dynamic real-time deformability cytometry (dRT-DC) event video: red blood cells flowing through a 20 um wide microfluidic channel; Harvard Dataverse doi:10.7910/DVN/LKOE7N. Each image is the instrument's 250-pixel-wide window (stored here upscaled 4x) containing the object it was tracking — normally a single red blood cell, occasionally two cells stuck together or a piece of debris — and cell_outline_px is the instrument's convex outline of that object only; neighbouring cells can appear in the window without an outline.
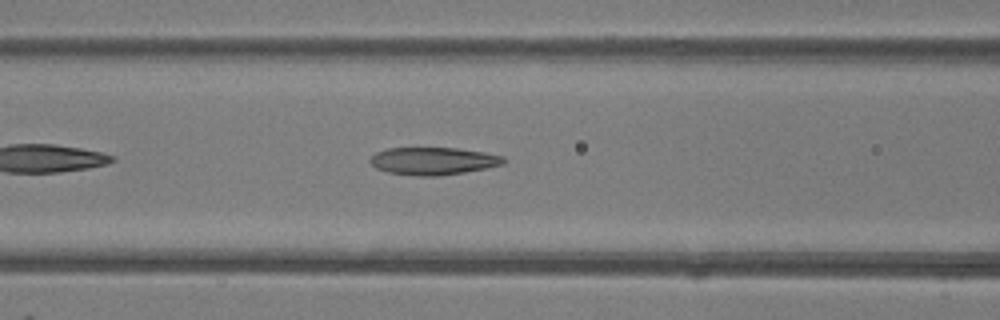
{"species": "common noctule bat (a hibernating species)", "species_latin": "Nyctalus noctula", "temperature_condition": "room temperature", "stored_images_in_passage": 34, "camera_frame_rate_fps": 3000, "um_per_image_px": 0.085, "animal": {"sex": "female"}, "frame": {"image": 1, "passage_image": 7, "time_ms": 2.0, "image_size_px": [1000, 320], "cell_outline_px": [[504, 164], [464, 172], [436, 176], [416, 176], [388, 172], [376, 168], [368, 160], [376, 152], [388, 148], [460, 148], [484, 152], [504, 156]], "centroid_in_image_um": [36.81, 13.68], "position_along_channel_um": 129.8, "area_um2": 21.33}}
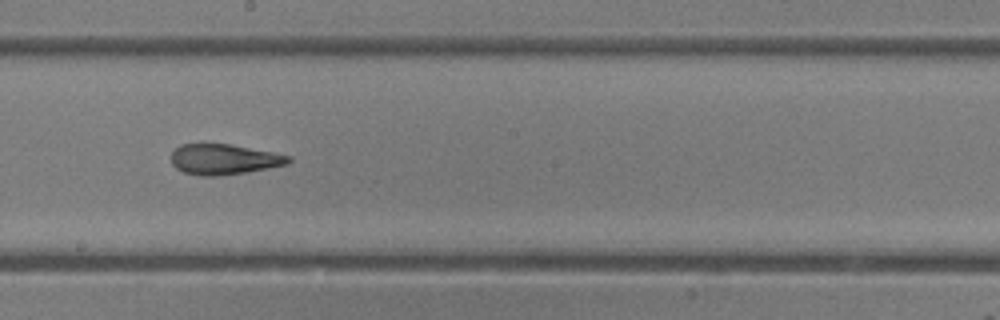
{"frame": {"image": 2, "passage_image": 14, "time_ms": 4.333, "image_size_px": [1000, 320], "cell_outline_px": [[292, 160], [288, 164], [244, 172], [216, 176], [204, 176], [184, 172], [176, 168], [172, 164], [172, 152], [180, 144], [232, 144], [292, 156]], "centroid_in_image_um": [19.04, 13.53], "position_along_channel_um": 229.2, "area_um2": 20.63}}
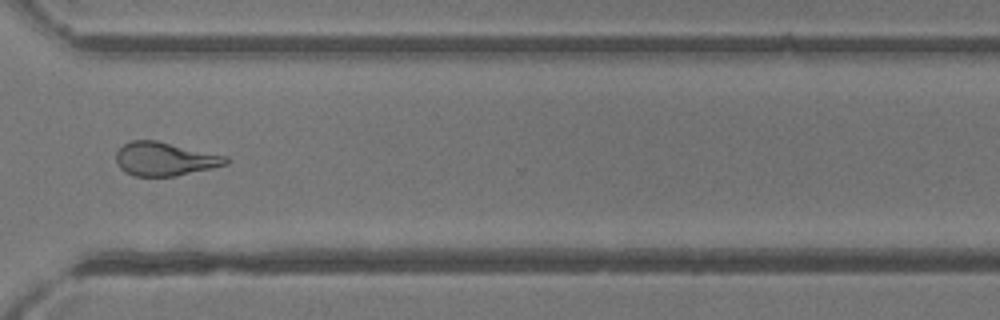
{"frame": {"image": 3, "passage_image": 23, "time_ms": 7.333, "image_size_px": [1000, 320], "cell_outline_px": [[232, 160], [228, 164], [212, 168], [172, 176], [132, 176], [124, 172], [120, 168], [116, 160], [116, 152], [124, 144], [132, 140], [156, 140], [228, 156]], "centroid_in_image_um": [14.02, 13.51], "position_along_channel_um": 356.6, "area_um2": 21.56}, "authors_computed_cell_mechanics": {"area_um2": 21.6461, "velocity_mm_per_s": 4.2555, "shape_relaxation_time_tau1_ms": null, "shape_relaxation_time_tau2_ms": 2.4741, "deformation_change_tau1": null, "deformation_change_tau2": 0.1084}}